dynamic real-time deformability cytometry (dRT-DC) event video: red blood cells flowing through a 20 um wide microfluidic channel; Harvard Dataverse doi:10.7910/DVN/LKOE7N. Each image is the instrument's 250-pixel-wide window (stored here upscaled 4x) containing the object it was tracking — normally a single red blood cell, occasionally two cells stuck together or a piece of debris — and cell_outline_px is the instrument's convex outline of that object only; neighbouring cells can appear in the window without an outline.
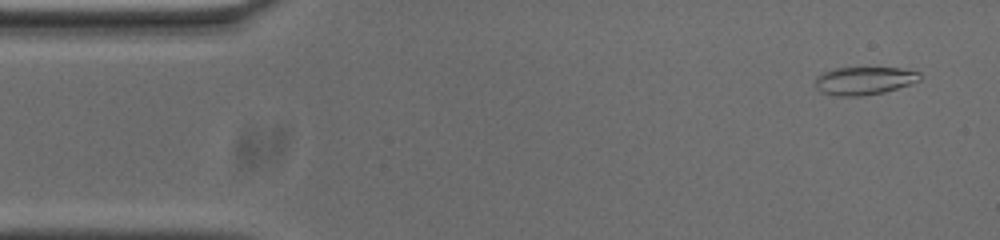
{"species": "common noctule bat (a hibernating species)", "species_latin": "Nyctalus noctula", "temperature_condition": "cold", "stored_images_in_passage": 54, "camera_frame_rate_fps": 3000, "um_per_image_px": 0.085, "animal": {"sex": "male", "body_mass_g": 20.0, "forearm_length_mm": 53.3}, "frame": {"image": 1, "passage_image": 3, "time_ms": 0.667, "image_size_px": [1000, 240], "cell_outline_px": [[920, 80], [912, 84], [884, 92], [860, 96], [836, 96], [820, 92], [816, 88], [816, 76], [824, 72], [836, 68], [900, 68], [920, 72]], "centroid_in_image_um": [73.46, 6.87], "position_along_channel_um": 11.5, "area_um2": 17.05}}
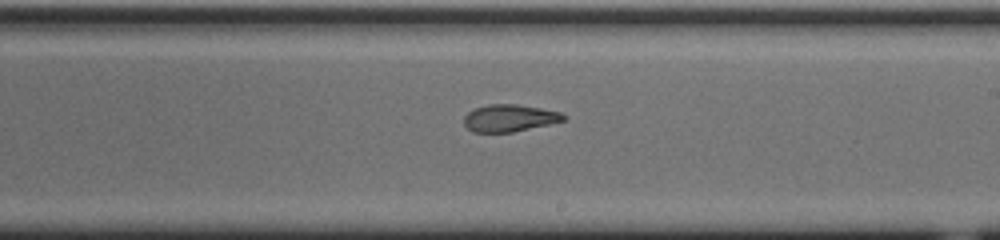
{"frame": {"image": 2, "passage_image": 30, "time_ms": 9.667, "image_size_px": [1000, 240], "cell_outline_px": [[568, 116], [564, 120], [548, 124], [512, 132], [472, 132], [464, 124], [464, 116], [468, 112], [476, 108], [488, 104], [516, 104], [540, 108], [560, 112]], "centroid_in_image_um": [43.29, 10.03], "position_along_channel_um": 245.7, "area_um2": 15.61}}
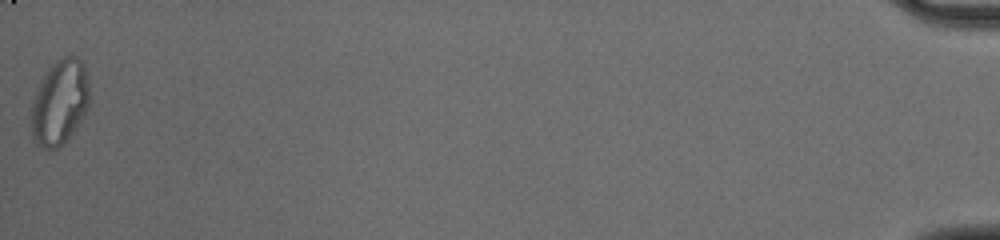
{"frame": {"image": 3, "passage_image": 54, "time_ms": 17.667, "image_size_px": [1000, 240], "cell_outline_px": [[88, 108], [68, 140], [52, 152], [40, 148], [32, 140], [32, 100], [36, 88], [52, 64], [56, 60], [64, 56], [76, 56], [84, 64], [88, 80]], "centroid_in_image_um": [5.06, 8.75], "position_along_channel_um": 430.1, "area_um2": 29.07}, "authors_computed_cell_mechanics": {"area_um2": 17.0799, "velocity_mm_per_s": 3.6874, "shape_relaxation_time_tau1_ms": null, "shape_relaxation_time_tau2_ms": 5.3532, "deformation_change_tau1": null, "deformation_change_tau2": 0.1063}}